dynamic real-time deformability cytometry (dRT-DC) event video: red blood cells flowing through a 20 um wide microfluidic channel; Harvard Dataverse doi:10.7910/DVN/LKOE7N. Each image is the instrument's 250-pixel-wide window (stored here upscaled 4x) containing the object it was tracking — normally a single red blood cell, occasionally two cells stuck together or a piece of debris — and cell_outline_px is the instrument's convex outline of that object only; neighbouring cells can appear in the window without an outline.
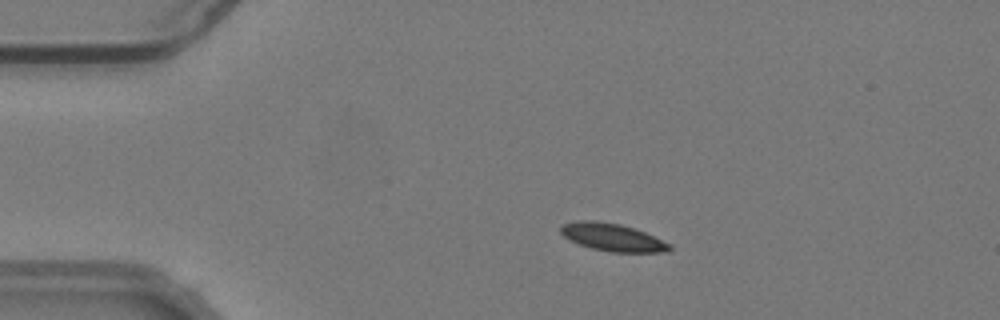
{"species": "common noctule bat (a hibernating species)", "species_latin": "Nyctalus noctula", "temperature_condition": "warm", "stored_images_in_passage": 21, "camera_frame_rate_fps": 3000, "um_per_image_px": 0.085, "animal": {"sex": "male", "body_mass_g": 19.2, "forearm_length_mm": 51.8}, "frame": {"image": 1, "passage_image": 10, "time_ms": 3.0, "image_size_px": [1000, 320], "cell_outline_px": [[672, 248], [668, 252], [612, 252], [592, 248], [568, 240], [560, 232], [560, 228], [564, 224], [580, 220], [596, 220], [620, 224], [636, 228], [672, 244]], "centroid_in_image_um": [52.09, 20.16], "position_along_channel_um": 32.9, "area_um2": 17.63}}